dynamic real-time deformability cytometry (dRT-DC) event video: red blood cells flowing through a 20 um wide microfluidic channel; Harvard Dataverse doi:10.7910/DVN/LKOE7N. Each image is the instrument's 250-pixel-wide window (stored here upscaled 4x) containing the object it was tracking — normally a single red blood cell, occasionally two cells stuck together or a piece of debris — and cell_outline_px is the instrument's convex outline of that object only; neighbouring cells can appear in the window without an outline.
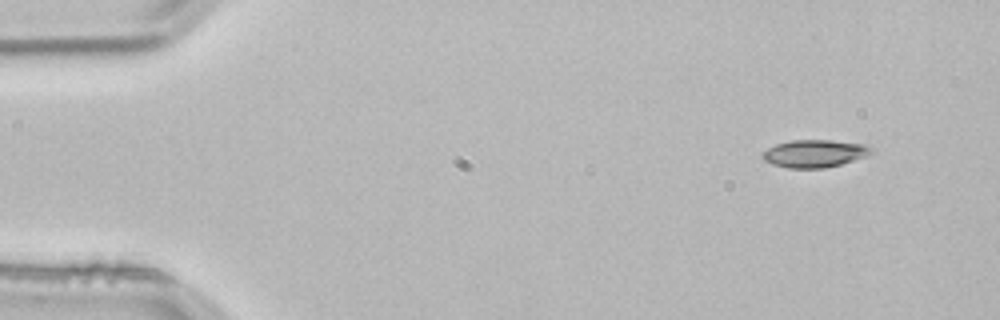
{"species": "common noctule bat (a hibernating species)", "species_latin": "Nyctalus noctula", "temperature_condition": "room temperature", "stored_images_in_passage": 3, "camera_frame_rate_fps": 3000, "um_per_image_px": 0.085, "animal": {"sex": "male", "body_mass_g": 21.5, "forearm_length_mm": 52.0}, "frame": {"image": 1, "passage_image": 1, "time_ms": 0.0, "image_size_px": [1000, 320], "cell_outline_px": [[872, 152], [864, 156], [840, 164], [824, 168], [788, 168], [772, 164], [764, 160], [760, 156], [768, 148], [776, 144], [792, 140], [832, 140], [860, 144], [872, 148]], "centroid_in_image_um": [69.17, 13.05], "position_along_channel_um": 15.8, "area_um2": 17.17}}